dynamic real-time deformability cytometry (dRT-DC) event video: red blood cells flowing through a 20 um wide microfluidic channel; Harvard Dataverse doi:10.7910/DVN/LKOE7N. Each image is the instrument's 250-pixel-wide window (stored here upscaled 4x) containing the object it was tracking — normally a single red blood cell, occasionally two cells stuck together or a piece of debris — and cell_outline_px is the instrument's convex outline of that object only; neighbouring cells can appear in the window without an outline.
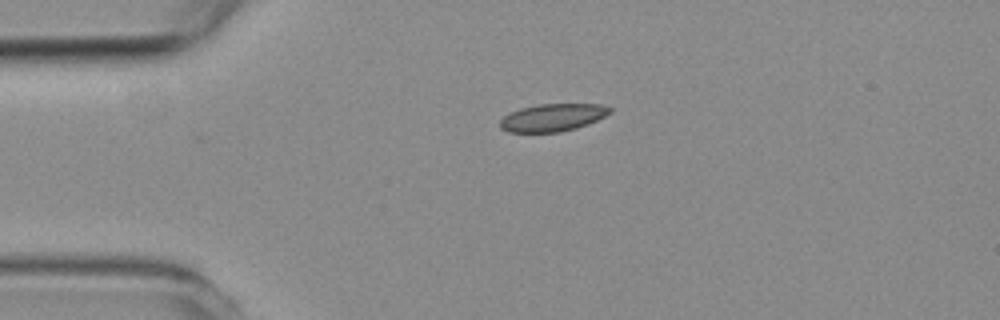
{"species": "common noctule bat (a hibernating species)", "species_latin": "Nyctalus noctula", "temperature_condition": "room temperature", "stored_images_in_passage": 35, "camera_frame_rate_fps": 3000, "um_per_image_px": 0.085, "animal": {"sex": "female", "body_mass_g": 19.3, "forearm_length_mm": 54.1}, "frame": {"image": 1, "passage_image": 1, "time_ms": 0.0, "image_size_px": [1000, 320], "cell_outline_px": [[612, 112], [588, 124], [576, 128], [560, 132], [508, 132], [500, 128], [500, 120], [504, 116], [520, 108], [540, 104], [600, 104], [612, 108]], "centroid_in_image_um": [46.98, 9.99], "position_along_channel_um": 38.0, "area_um2": 17.57}}
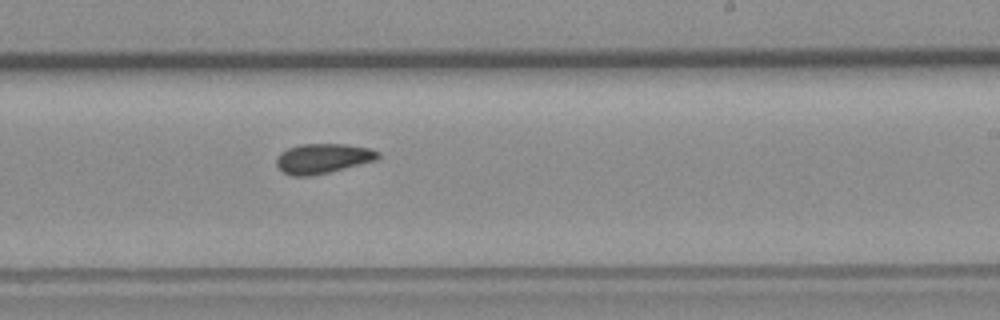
{"frame": {"image": 2, "passage_image": 21, "time_ms": 6.667, "image_size_px": [1000, 320], "cell_outline_px": [[380, 156], [376, 160], [328, 172], [308, 176], [292, 176], [284, 172], [276, 164], [276, 160], [280, 152], [288, 148], [300, 144], [344, 144], [368, 148], [380, 152]], "centroid_in_image_um": [27.43, 13.46], "position_along_channel_um": 261.6, "area_um2": 17.46}}
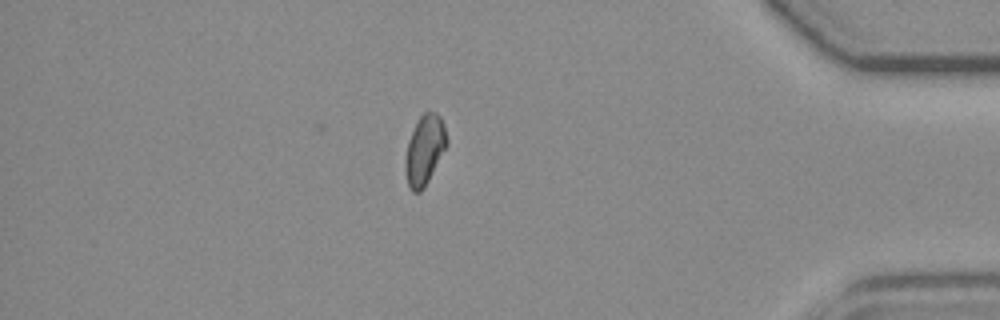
{"frame": {"image": 3, "passage_image": 35, "time_ms": 11.333, "image_size_px": [1000, 320], "cell_outline_px": [[448, 144], [424, 188], [420, 192], [412, 192], [408, 184], [404, 168], [404, 160], [408, 140], [420, 116], [424, 112], [436, 112], [440, 116], [444, 124], [448, 140]], "centroid_in_image_um": [36.09, 12.75], "position_along_channel_um": 399.1, "area_um2": 16.88}, "authors_computed_cell_mechanics": {"area_um2": 17.2822, "velocity_mm_per_s": 3.826, "shape_relaxation_time_tau1_ms": 3.0523, "shape_relaxation_time_tau2_ms": 3.6495, "deformation_change_tau1": 0.0901, "deformation_change_tau2": 0.0793}}